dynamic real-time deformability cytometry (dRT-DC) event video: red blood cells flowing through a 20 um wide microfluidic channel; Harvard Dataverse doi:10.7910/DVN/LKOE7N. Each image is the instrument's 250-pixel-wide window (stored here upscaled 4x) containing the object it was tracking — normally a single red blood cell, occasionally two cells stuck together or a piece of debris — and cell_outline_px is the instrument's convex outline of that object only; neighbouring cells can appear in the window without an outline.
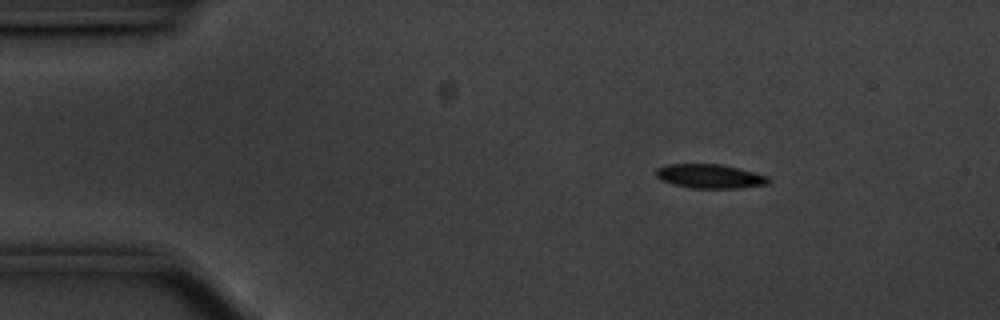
{"species": "common noctule bat (a hibernating species)", "species_latin": "Nyctalus noctula", "temperature_condition": "cold", "stored_images_in_passage": 49, "camera_frame_rate_fps": 3000, "um_per_image_px": 0.085, "animal": {"sex": "male", "body_mass_g": 20.1, "forearm_length_mm": 53.5}, "frame": {"image": 1, "passage_image": 1, "time_ms": 0.0, "image_size_px": [1000, 320], "cell_outline_px": [[772, 180], [768, 184], [740, 188], [692, 188], [660, 180], [656, 176], [656, 168], [668, 164], [720, 164], [768, 176]], "centroid_in_image_um": [60.34, 14.98], "position_along_channel_um": 24.7, "area_um2": 15.66}}
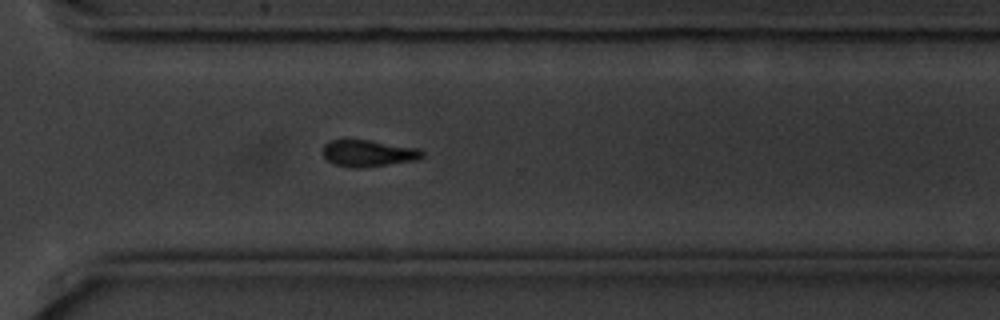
{"frame": {"image": 2, "passage_image": 33, "time_ms": 10.667, "image_size_px": [1000, 320], "cell_outline_px": [[424, 156], [416, 160], [388, 164], [356, 168], [348, 168], [336, 164], [328, 160], [324, 156], [324, 144], [328, 140], [368, 140], [420, 148], [424, 152]], "centroid_in_image_um": [31.32, 13.02], "position_along_channel_um": 339.3, "area_um2": 15.32}}
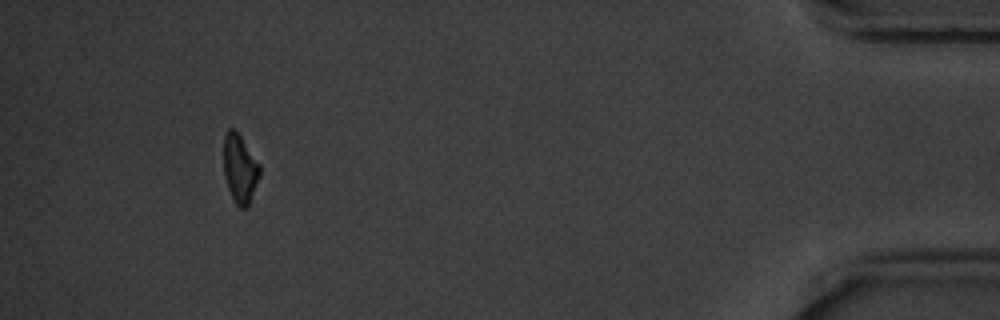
{"frame": {"image": 3, "passage_image": 45, "time_ms": 14.667, "image_size_px": [1000, 320], "cell_outline_px": [[260, 176], [248, 204], [244, 208], [240, 208], [236, 204], [228, 188], [224, 176], [224, 136], [228, 128], [236, 128], [260, 164]], "centroid_in_image_um": [20.39, 14.27], "position_along_channel_um": 414.8, "area_um2": 14.45}, "authors_computed_cell_mechanics": {"area_um2": 15.8372, "velocity_mm_per_s": 3.5377, "shape_relaxation_time_tau1_ms": 7.6424, "shape_relaxation_time_tau2_ms": null, "deformation_change_tau1": 0.1994, "deformation_change_tau2": null}}